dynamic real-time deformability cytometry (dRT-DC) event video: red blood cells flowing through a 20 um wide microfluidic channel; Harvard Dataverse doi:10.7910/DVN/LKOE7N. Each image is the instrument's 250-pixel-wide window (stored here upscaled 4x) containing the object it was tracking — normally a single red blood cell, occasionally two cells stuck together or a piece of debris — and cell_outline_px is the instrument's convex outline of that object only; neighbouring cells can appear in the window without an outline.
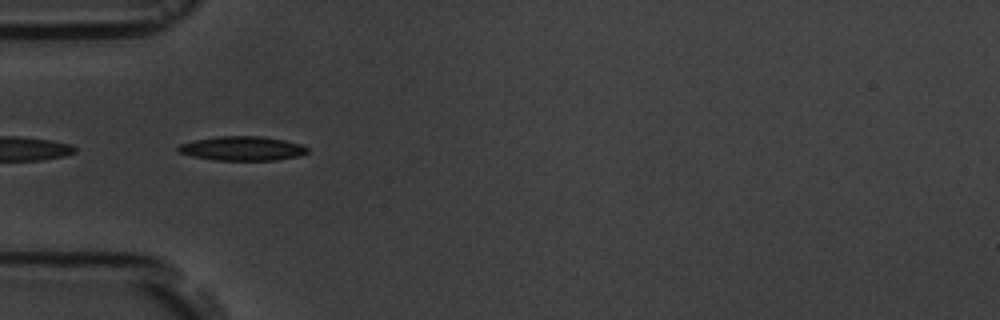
{"species": "common noctule bat (a hibernating species)", "species_latin": "Nyctalus noctula", "temperature_condition": "room temperature", "stored_images_in_passage": 5, "camera_frame_rate_fps": 3000, "um_per_image_px": 0.085, "animal": {"sex": "male", "body_mass_g": 19.5, "forearm_length_mm": 54.6}, "frame": {"image": 1, "passage_image": 5, "time_ms": 4.667, "image_size_px": [1000, 320], "cell_outline_px": [[308, 152], [300, 156], [276, 160], [212, 160], [192, 156], [176, 152], [176, 148], [180, 144], [192, 140], [216, 136], [260, 136], [284, 140], [300, 144], [308, 148]], "centroid_in_image_um": [20.54, 12.62], "position_along_channel_um": 64.5, "area_um2": 18.44}}